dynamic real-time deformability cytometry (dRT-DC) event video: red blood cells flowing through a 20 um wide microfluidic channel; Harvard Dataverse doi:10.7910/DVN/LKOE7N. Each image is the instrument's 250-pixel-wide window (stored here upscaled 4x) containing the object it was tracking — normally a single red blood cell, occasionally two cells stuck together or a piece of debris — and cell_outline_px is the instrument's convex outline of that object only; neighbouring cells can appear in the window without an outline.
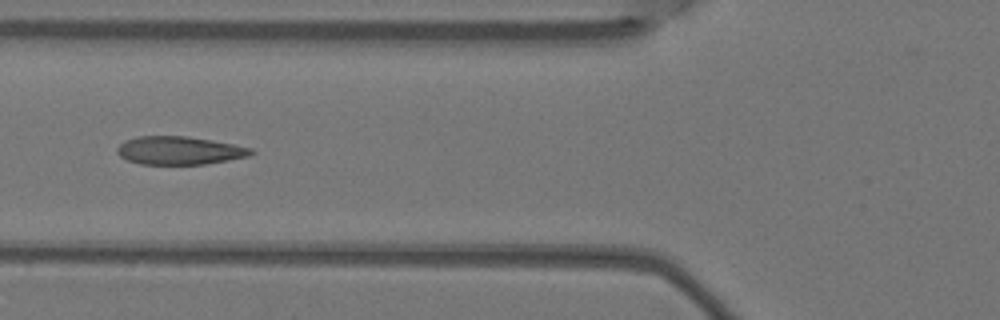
{"species": "Egyptian fruit bat (a non-hibernating species)", "species_latin": "Rousettus aegyptiacus", "temperature_condition": "warm", "stored_images_in_passage": 7, "camera_frame_rate_fps": 3000, "um_per_image_px": 0.085, "animal": {"sex": "female"}, "frame": {"image": 1, "passage_image": 5, "time_ms": 1.333, "image_size_px": [1000, 320], "cell_outline_px": [[256, 152], [248, 156], [228, 160], [204, 164], [140, 164], [128, 160], [120, 156], [116, 152], [116, 148], [124, 140], [136, 136], [188, 136], [212, 140], [252, 148]], "centroid_in_image_um": [15.22, 12.78], "position_along_channel_um": 110.6, "area_um2": 22.02}}
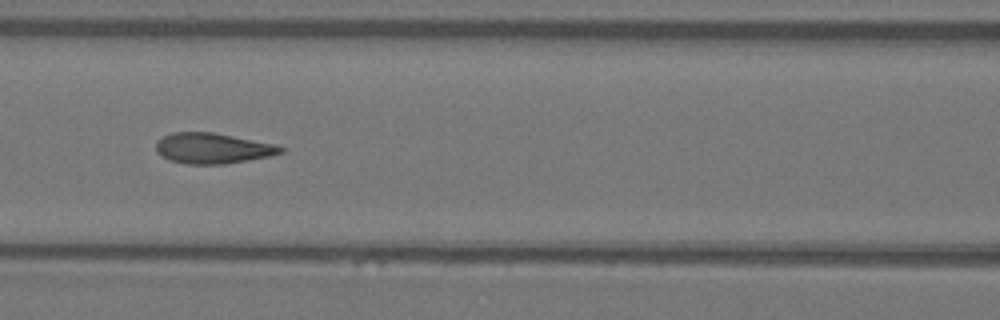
{"frame": {"image": 2, "passage_image": 6, "time_ms": 1.667, "image_size_px": [1000, 320], "cell_outline_px": [[284, 152], [268, 156], [224, 164], [188, 164], [168, 160], [160, 156], [156, 152], [156, 144], [164, 136], [172, 132], [212, 132], [276, 144], [284, 148]], "centroid_in_image_um": [18.05, 12.6], "position_along_channel_um": 148.5, "area_um2": 22.08}}
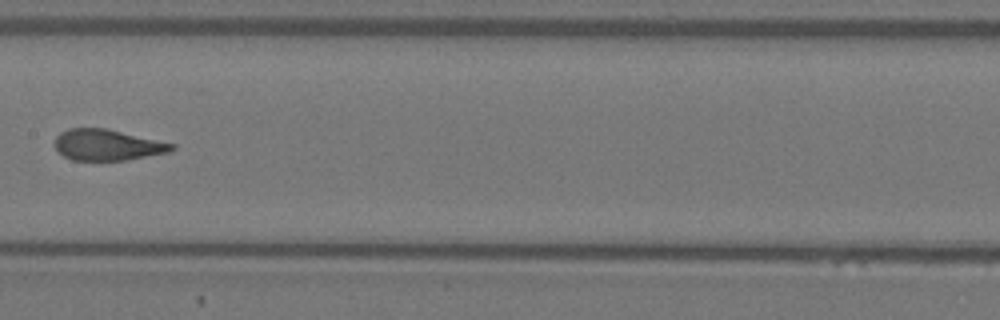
{"frame": {"image": 3, "passage_image": 7, "time_ms": 2.0, "image_size_px": [1000, 320], "cell_outline_px": [[176, 148], [168, 152], [124, 160], [72, 160], [64, 156], [56, 148], [56, 136], [60, 132], [68, 128], [104, 128], [176, 144]], "centroid_in_image_um": [9.12, 12.31], "position_along_channel_um": 198.3, "area_um2": 20.87}}